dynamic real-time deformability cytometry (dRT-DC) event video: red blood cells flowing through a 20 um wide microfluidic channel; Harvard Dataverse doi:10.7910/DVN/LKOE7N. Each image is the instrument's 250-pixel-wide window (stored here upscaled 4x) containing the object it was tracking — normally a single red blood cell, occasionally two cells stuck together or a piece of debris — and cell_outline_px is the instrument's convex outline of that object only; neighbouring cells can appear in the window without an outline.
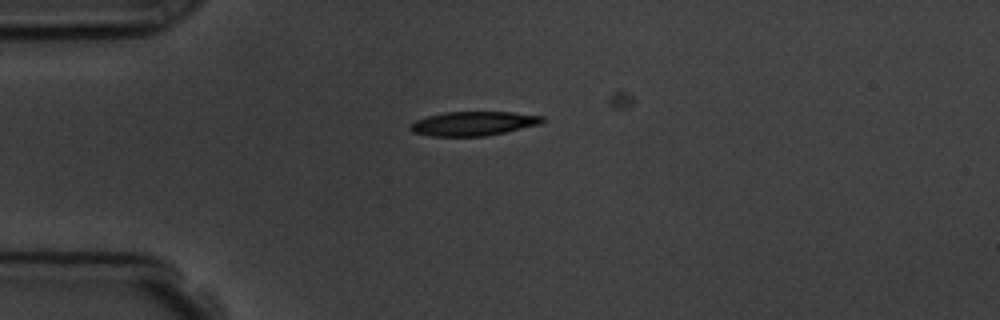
{"species": "common noctule bat (a hibernating species)", "species_latin": "Nyctalus noctula", "temperature_condition": "room temperature", "stored_images_in_passage": 3, "camera_frame_rate_fps": 3000, "um_per_image_px": 0.085, "animal": {"sex": "male", "body_mass_g": 19.5, "forearm_length_mm": 54.6}, "frame": {"image": 1, "passage_image": 1, "time_ms": 0.0, "image_size_px": [1000, 320], "cell_outline_px": [[544, 120], [540, 124], [504, 132], [484, 136], [432, 136], [412, 132], [408, 128], [408, 124], [416, 120], [428, 116], [444, 112], [512, 112], [544, 116]], "centroid_in_image_um": [40.19, 10.5], "position_along_channel_um": 44.8, "area_um2": 18.55}}